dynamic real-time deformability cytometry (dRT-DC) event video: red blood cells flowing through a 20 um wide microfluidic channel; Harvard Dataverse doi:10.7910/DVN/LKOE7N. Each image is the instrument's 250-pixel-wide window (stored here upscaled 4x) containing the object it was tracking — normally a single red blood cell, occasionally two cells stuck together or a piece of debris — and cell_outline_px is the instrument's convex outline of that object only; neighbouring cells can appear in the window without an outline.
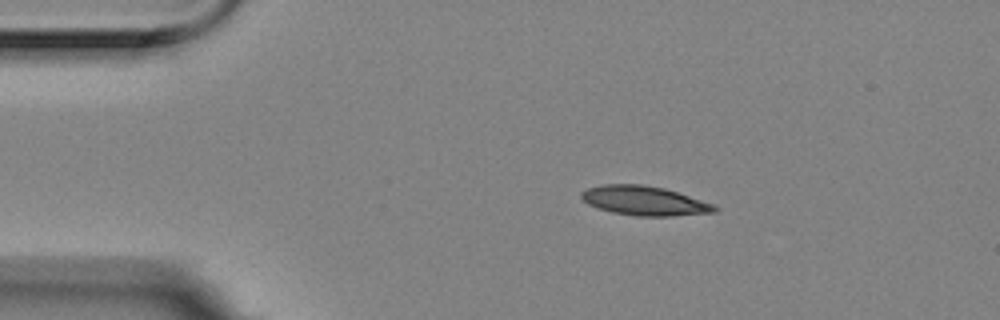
{"species": "Egyptian fruit bat (a non-hibernating species)", "species_latin": "Rousettus aegyptiacus", "temperature_condition": "room temperature", "stored_images_in_passage": 6, "camera_frame_rate_fps": 3000, "um_per_image_px": 0.085, "animal": {"sex": "female"}, "frame": {"image": 1, "passage_image": 2, "time_ms": 0.333, "image_size_px": [1000, 320], "cell_outline_px": [[720, 208], [716, 212], [672, 216], [636, 216], [612, 212], [596, 208], [588, 204], [580, 196], [580, 192], [588, 188], [604, 184], [644, 184], [664, 188], [712, 204]], "centroid_in_image_um": [54.74, 17.06], "position_along_channel_um": 30.3, "area_um2": 22.72}}
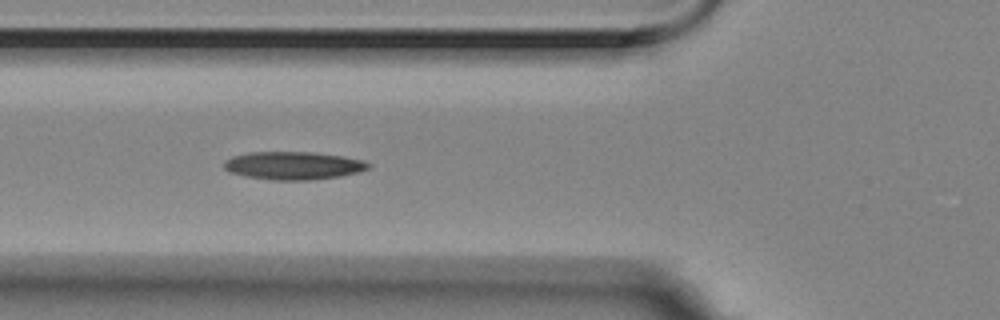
{"frame": {"image": 2, "passage_image": 5, "time_ms": 1.333, "image_size_px": [1000, 320], "cell_outline_px": [[372, 164], [368, 168], [360, 172], [340, 176], [308, 180], [276, 180], [244, 176], [232, 172], [224, 168], [224, 160], [232, 156], [248, 152], [312, 152], [344, 156], [364, 160]], "centroid_in_image_um": [24.96, 14.06], "position_along_channel_um": 100.8, "area_um2": 23.58}}
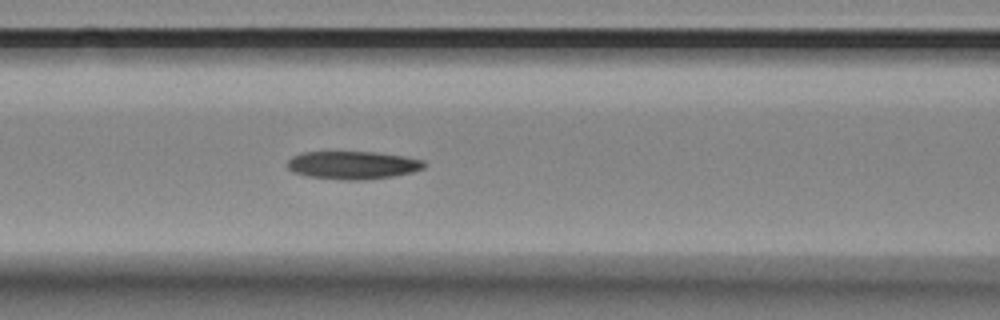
{"frame": {"image": 3, "passage_image": 6, "time_ms": 1.667, "image_size_px": [1000, 320], "cell_outline_px": [[428, 164], [424, 168], [412, 172], [392, 176], [364, 180], [340, 180], [308, 176], [292, 172], [288, 168], [288, 160], [292, 156], [300, 152], [376, 152], [404, 156], [424, 160]], "centroid_in_image_um": [29.99, 14.03], "position_along_channel_um": 136.6, "area_um2": 22.48}}